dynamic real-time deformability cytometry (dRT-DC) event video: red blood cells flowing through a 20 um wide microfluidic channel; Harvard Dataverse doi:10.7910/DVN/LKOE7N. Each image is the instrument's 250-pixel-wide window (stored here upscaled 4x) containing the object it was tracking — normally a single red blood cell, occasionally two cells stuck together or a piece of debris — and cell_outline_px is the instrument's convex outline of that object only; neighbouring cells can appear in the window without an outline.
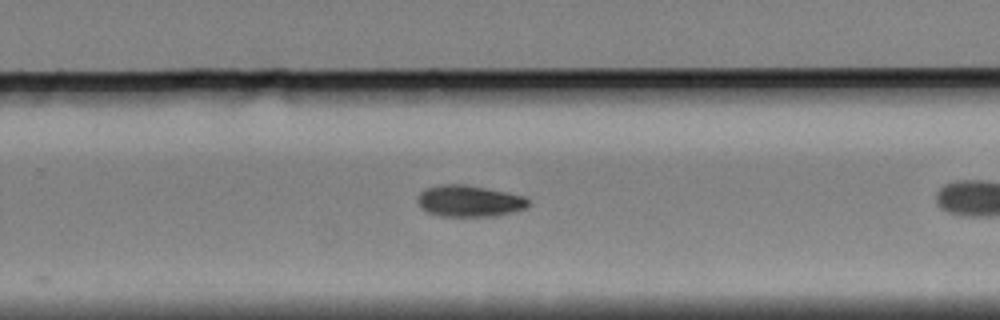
{"species": "Egyptian fruit bat (a non-hibernating species)", "species_latin": "Rousettus aegyptiacus", "temperature_condition": "cold", "stored_images_in_passage": 22, "camera_frame_rate_fps": 3000, "um_per_image_px": 0.085, "animal": {"sex": "female"}, "frame": {"image": 1, "passage_image": 16, "time_ms": 5.0, "image_size_px": [1000, 320], "cell_outline_px": [[532, 204], [524, 208], [512, 212], [496, 216], [436, 216], [420, 208], [416, 200], [420, 192], [428, 188], [440, 184], [464, 184], [524, 196]], "centroid_in_image_um": [39.85, 17.1], "position_along_channel_um": 289.9, "area_um2": 20.29}}